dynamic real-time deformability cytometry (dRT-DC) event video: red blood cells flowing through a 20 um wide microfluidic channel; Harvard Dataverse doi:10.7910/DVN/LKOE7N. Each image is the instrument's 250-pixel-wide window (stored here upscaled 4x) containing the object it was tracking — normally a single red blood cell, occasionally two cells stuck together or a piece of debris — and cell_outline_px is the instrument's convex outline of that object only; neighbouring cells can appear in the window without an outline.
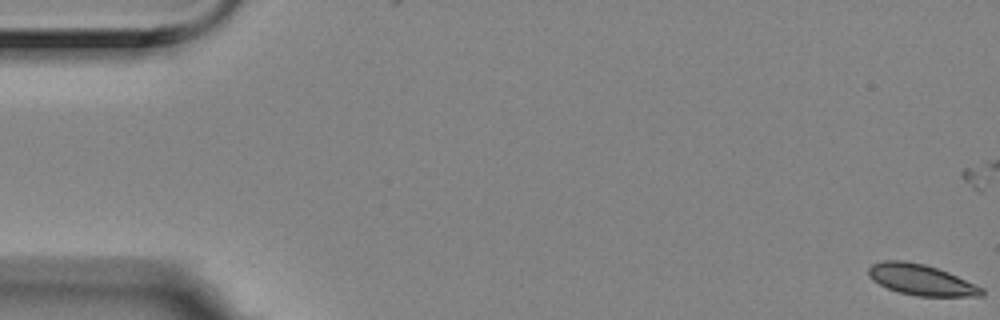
{"species": "Egyptian fruit bat (a non-hibernating species)", "species_latin": "Rousettus aegyptiacus", "temperature_condition": "room temperature", "stored_images_in_passage": 8, "camera_frame_rate_fps": 3000, "um_per_image_px": 0.085, "animal": {"sex": "female"}, "frame": {"image": 1, "passage_image": 1, "time_ms": 0.0, "image_size_px": [1000, 320], "cell_outline_px": [[984, 296], [916, 296], [900, 292], [888, 288], [872, 280], [868, 276], [868, 268], [872, 264], [884, 260], [904, 260], [924, 264], [948, 272], [984, 288]], "centroid_in_image_um": [78.29, 23.78], "position_along_channel_um": 6.7, "area_um2": 20.29}}